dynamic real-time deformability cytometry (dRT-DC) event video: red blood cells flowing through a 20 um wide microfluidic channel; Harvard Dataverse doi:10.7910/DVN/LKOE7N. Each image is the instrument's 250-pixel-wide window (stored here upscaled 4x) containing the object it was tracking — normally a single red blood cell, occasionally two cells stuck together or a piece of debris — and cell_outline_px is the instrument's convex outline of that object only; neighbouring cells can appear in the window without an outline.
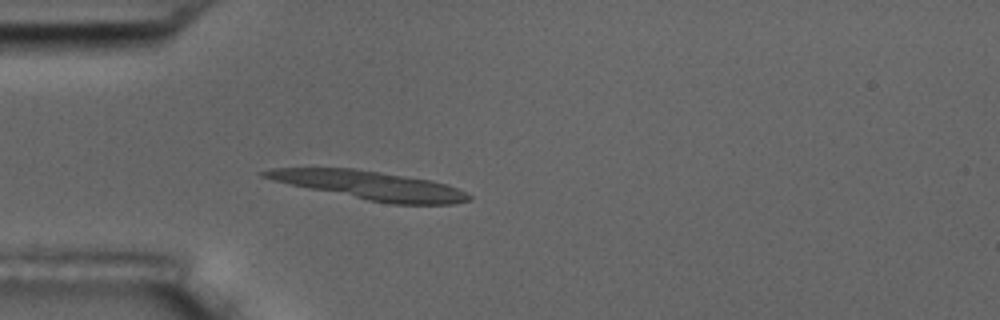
{"species": "common noctule bat (a hibernating species)", "species_latin": "Nyctalus noctula", "temperature_condition": "room temperature", "stored_images_in_passage": 27, "camera_frame_rate_fps": 3000, "um_per_image_px": 0.085, "animal": {"sex": "male", "body_mass_g": 17.5, "forearm_length_mm": 52.3}, "frame": {"image": 1, "passage_image": 16, "time_ms": 5.0, "image_size_px": [1000, 320], "cell_outline_px": [[472, 200], [452, 204], [392, 204], [368, 200], [308, 188], [272, 180], [260, 176], [260, 172], [272, 168], [352, 168], [428, 180], [448, 184], [472, 196]], "centroid_in_image_um": [31.44, 15.76], "position_along_channel_um": 53.6, "area_um2": 33.41}}